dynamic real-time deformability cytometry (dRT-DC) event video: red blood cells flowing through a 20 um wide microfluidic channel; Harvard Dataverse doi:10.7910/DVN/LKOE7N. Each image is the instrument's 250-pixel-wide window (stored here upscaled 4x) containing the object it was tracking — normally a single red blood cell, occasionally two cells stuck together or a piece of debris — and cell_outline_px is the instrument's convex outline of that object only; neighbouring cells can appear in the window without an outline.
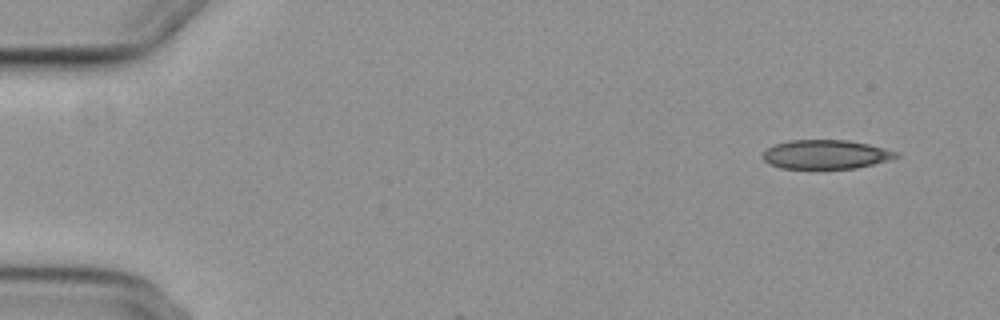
{"species": "common noctule bat (a hibernating species)", "species_latin": "Nyctalus noctula", "temperature_condition": "cold", "stored_images_in_passage": 2, "camera_frame_rate_fps": 3000, "um_per_image_px": 0.085, "animal": {"sex": "female", "body_mass_g": 29.2, "forearm_length_mm": 56.3}, "frame": {"image": 1, "passage_image": 1, "time_ms": 0.0, "image_size_px": [1000, 320], "cell_outline_px": [[900, 156], [888, 160], [856, 168], [780, 168], [768, 164], [764, 160], [764, 152], [768, 148], [776, 144], [788, 140], [848, 140], [868, 144], [900, 152]], "centroid_in_image_um": [70.21, 13.12], "position_along_channel_um": 14.8, "area_um2": 22.43}}